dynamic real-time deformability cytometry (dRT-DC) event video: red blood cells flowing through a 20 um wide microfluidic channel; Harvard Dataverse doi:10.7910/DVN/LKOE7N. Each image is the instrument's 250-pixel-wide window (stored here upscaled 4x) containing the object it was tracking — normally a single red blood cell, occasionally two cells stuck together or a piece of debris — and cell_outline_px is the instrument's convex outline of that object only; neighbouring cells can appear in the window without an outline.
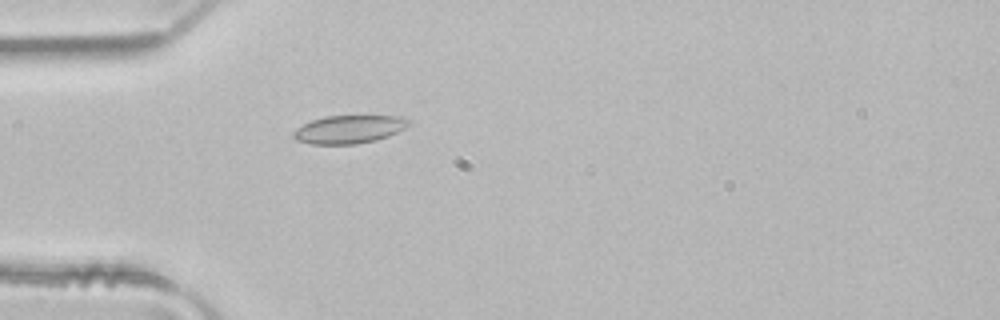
{"species": "common noctule bat (a hibernating species)", "species_latin": "Nyctalus noctula", "temperature_condition": "room temperature", "stored_images_in_passage": 4, "camera_frame_rate_fps": 3000, "um_per_image_px": 0.085, "animal": {"sex": "male", "body_mass_g": 21.5, "forearm_length_mm": 52.0}, "frame": {"image": 1, "passage_image": 4, "time_ms": 1.0, "image_size_px": [1000, 320], "cell_outline_px": [[408, 124], [404, 128], [388, 136], [376, 140], [356, 144], [312, 144], [296, 140], [292, 136], [292, 132], [296, 128], [312, 120], [324, 116], [400, 116], [408, 120]], "centroid_in_image_um": [29.61, 11.0], "position_along_channel_um": 55.4, "area_um2": 18.73}}